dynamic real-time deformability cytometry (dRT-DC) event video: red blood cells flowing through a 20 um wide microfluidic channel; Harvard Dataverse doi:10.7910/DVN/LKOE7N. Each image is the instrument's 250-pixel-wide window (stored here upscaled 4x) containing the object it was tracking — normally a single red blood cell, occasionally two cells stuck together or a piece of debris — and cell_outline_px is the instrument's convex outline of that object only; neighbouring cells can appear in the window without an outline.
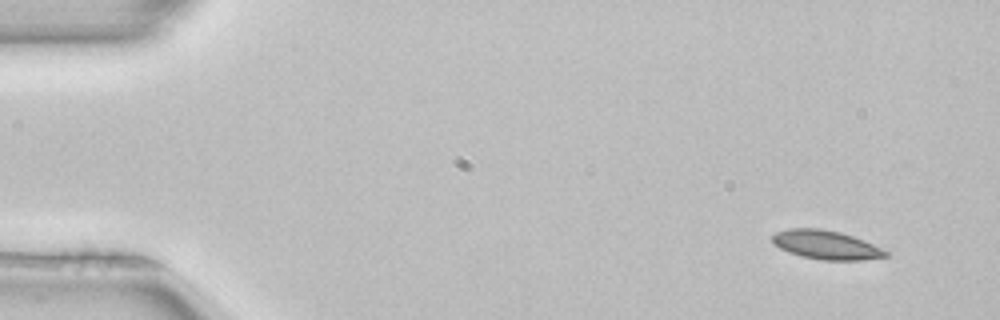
{"species": "common noctule bat (a hibernating species)", "species_latin": "Nyctalus noctula", "temperature_condition": "room temperature", "stored_images_in_passage": 49, "camera_frame_rate_fps": 3000, "um_per_image_px": 0.085, "animal": {"sex": "female", "body_mass_g": 22.7, "forearm_length_mm": 54.2}, "frame": {"image": 1, "passage_image": 1, "time_ms": 0.0, "image_size_px": [1000, 320], "cell_outline_px": [[888, 256], [860, 260], [820, 260], [800, 256], [788, 252], [780, 248], [772, 240], [772, 236], [776, 232], [788, 228], [820, 228], [840, 232], [864, 240], [888, 252]], "centroid_in_image_um": [70.19, 20.81], "position_along_channel_um": 14.8, "area_um2": 18.96}}
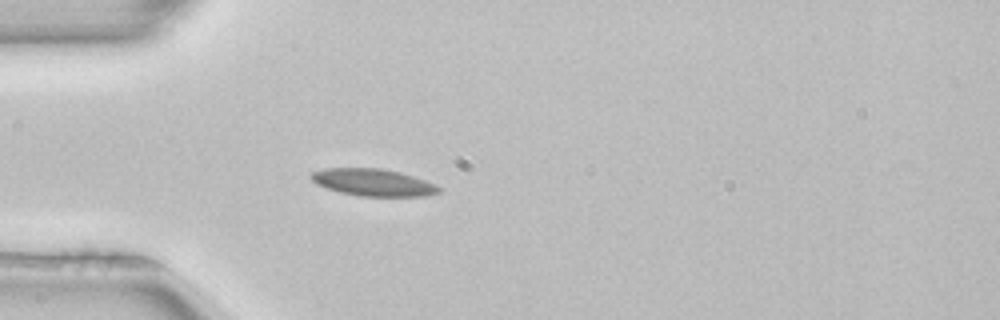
{"frame": {"image": 2, "passage_image": 12, "time_ms": 3.667, "image_size_px": [1000, 320], "cell_outline_px": [[440, 192], [424, 196], [360, 196], [340, 192], [316, 184], [308, 176], [312, 172], [324, 168], [380, 168], [400, 172], [424, 180], [440, 188]], "centroid_in_image_um": [31.66, 15.5], "position_along_channel_um": 53.3, "area_um2": 20.0}}
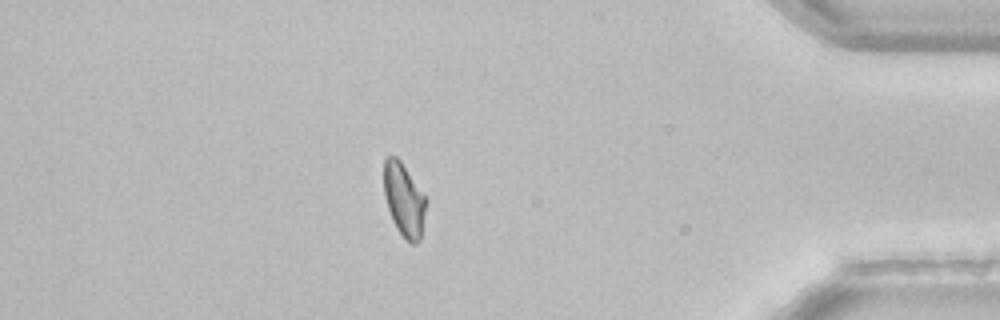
{"frame": {"image": 3, "passage_image": 42, "time_ms": 13.667, "image_size_px": [1000, 320], "cell_outline_px": [[428, 200], [420, 240], [416, 244], [412, 244], [404, 240], [396, 228], [392, 220], [384, 196], [384, 160], [388, 156], [396, 156], [400, 160]], "centroid_in_image_um": [34.35, 17.02], "position_along_channel_um": 400.8, "area_um2": 18.21}}